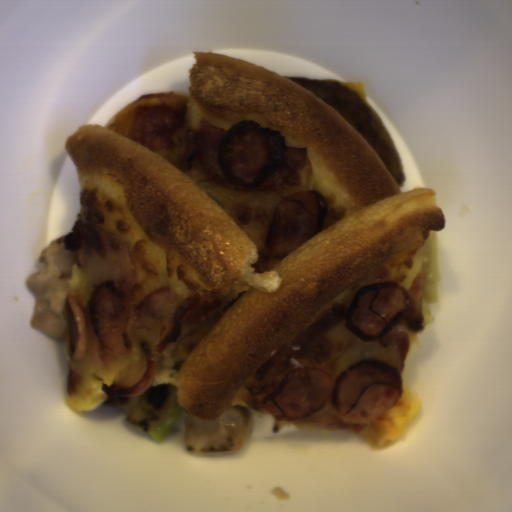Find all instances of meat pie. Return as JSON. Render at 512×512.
Here are the masks:
<instances>
[{"mask_svg": "<svg viewBox=\"0 0 512 512\" xmlns=\"http://www.w3.org/2000/svg\"><path fill=\"white\" fill-rule=\"evenodd\" d=\"M322 99L345 117L362 135L387 167L400 188L404 168L396 154L385 122L367 101L339 82L328 79L285 77Z\"/></svg>", "mask_w": 512, "mask_h": 512, "instance_id": "meat-pie-1", "label": "meat pie"}]
</instances>
